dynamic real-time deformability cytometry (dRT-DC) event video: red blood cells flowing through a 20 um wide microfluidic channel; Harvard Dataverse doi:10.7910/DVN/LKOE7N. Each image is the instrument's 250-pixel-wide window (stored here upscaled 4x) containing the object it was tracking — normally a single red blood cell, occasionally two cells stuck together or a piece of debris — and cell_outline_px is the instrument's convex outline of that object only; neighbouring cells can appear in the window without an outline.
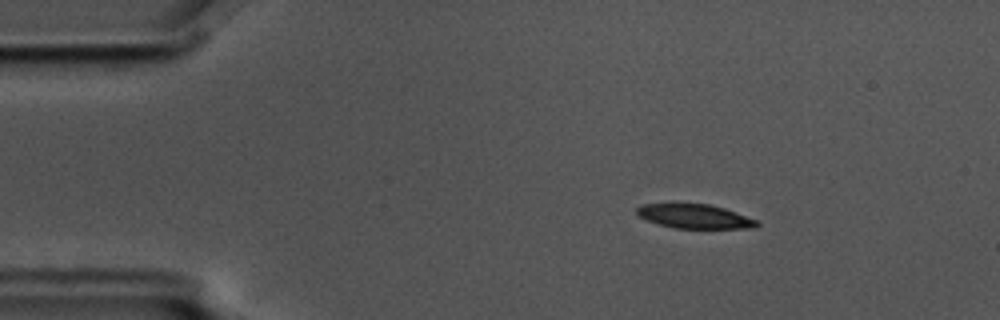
{"species": "common noctule bat (a hibernating species)", "species_latin": "Nyctalus noctula", "temperature_condition": "cold", "stored_images_in_passage": 51, "camera_frame_rate_fps": 3000, "um_per_image_px": 0.085, "animal": {"sex": "male", "body_mass_g": 17.5, "forearm_length_mm": 52.3}, "frame": {"image": 1, "passage_image": 4, "time_ms": 1.0, "image_size_px": [1000, 320], "cell_outline_px": [[760, 224], [756, 228], [672, 228], [648, 220], [640, 216], [636, 212], [636, 208], [640, 204], [672, 200], [676, 200], [708, 204], [724, 208], [736, 212], [756, 220]], "centroid_in_image_um": [58.95, 18.32], "position_along_channel_um": 26.0, "area_um2": 17.74}}
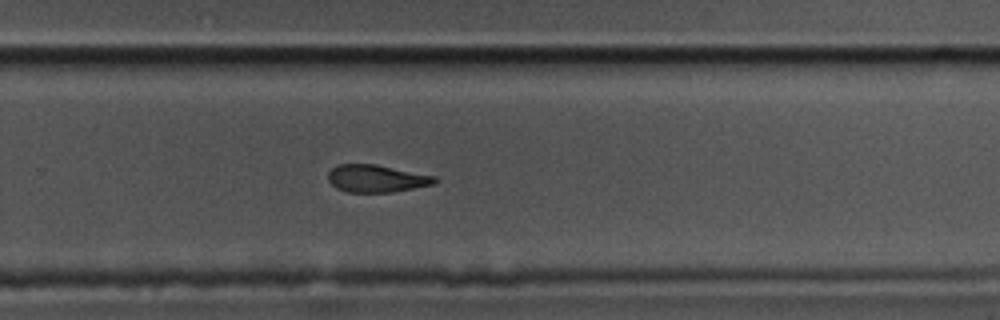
{"frame": {"image": 2, "passage_image": 32, "time_ms": 10.333, "image_size_px": [1000, 320], "cell_outline_px": [[440, 180], [436, 184], [392, 192], [348, 192], [336, 188], [328, 180], [328, 172], [336, 164], [376, 164], [436, 176]], "centroid_in_image_um": [32.03, 15.17], "position_along_channel_um": 297.8, "area_um2": 17.22}}
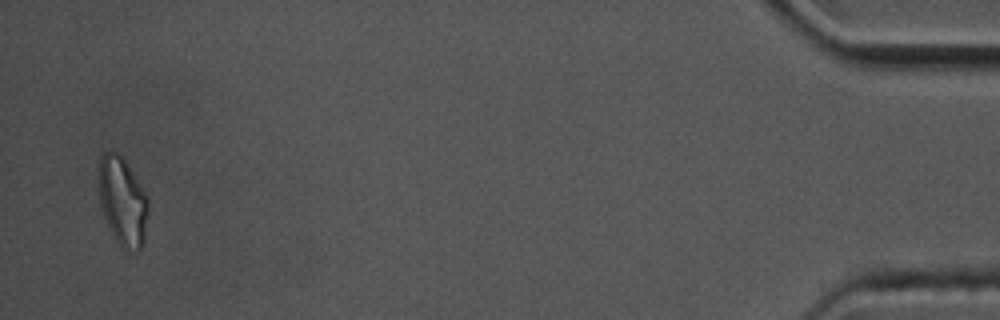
{"frame": {"image": 3, "passage_image": 50, "time_ms": 16.333, "image_size_px": [1000, 320], "cell_outline_px": [[148, 212], [144, 244], [140, 248], [128, 256], [120, 248], [104, 216], [100, 204], [100, 156], [104, 152], [116, 152], [124, 160], [148, 196]], "centroid_in_image_um": [10.46, 17.22], "position_along_channel_um": 424.7, "area_um2": 25.49}, "authors_computed_cell_mechanics": {"area_um2": 18.7272, "velocity_mm_per_s": 3.5661, "shape_relaxation_time_tau1_ms": 4.2618, "shape_relaxation_time_tau2_ms": null, "deformation_change_tau1": 0.1558, "deformation_change_tau2": null}}